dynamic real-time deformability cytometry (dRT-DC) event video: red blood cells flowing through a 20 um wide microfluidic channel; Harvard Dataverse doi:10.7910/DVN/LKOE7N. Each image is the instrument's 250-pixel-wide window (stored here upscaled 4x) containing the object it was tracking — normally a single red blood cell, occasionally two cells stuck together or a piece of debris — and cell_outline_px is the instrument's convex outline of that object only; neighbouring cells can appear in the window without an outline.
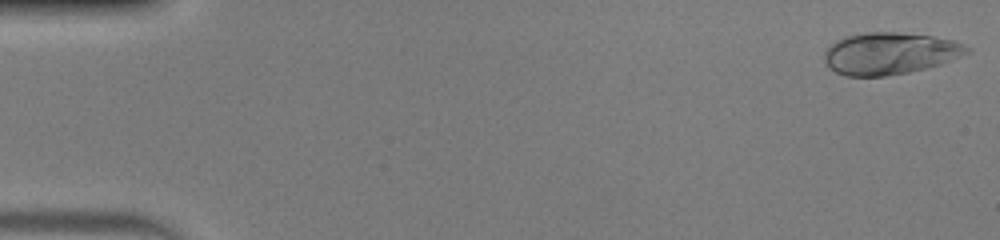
{"species": "human", "species_latin": "Homo sapiens", "temperature_condition": "warm", "stored_images_in_passage": 50, "camera_frame_rate_fps": 3000, "um_per_image_px": 0.085, "donor": {"sex": "male"}, "frame": {"image": 1, "passage_image": 1, "time_ms": 0.0, "image_size_px": [1000, 240], "cell_outline_px": [[972, 52], [940, 64], [908, 72], [884, 76], [844, 76], [828, 68], [824, 64], [824, 52], [836, 40], [848, 36], [864, 32], [896, 32], [932, 36], [952, 40], [964, 44], [972, 48]], "centroid_in_image_um": [75.63, 4.54], "position_along_channel_um": 9.4, "area_um2": 34.91}}
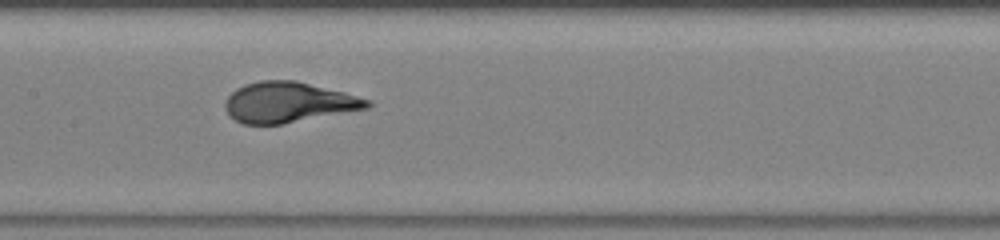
{"frame": {"image": 2, "passage_image": 25, "time_ms": 8.0, "image_size_px": [1000, 240], "cell_outline_px": [[372, 104], [368, 108], [284, 124], [244, 124], [236, 120], [224, 108], [224, 104], [228, 96], [236, 88], [244, 84], [260, 80], [296, 80], [344, 92], [372, 100]], "centroid_in_image_um": [24.53, 8.69], "position_along_channel_um": 182.9, "area_um2": 33.52}}
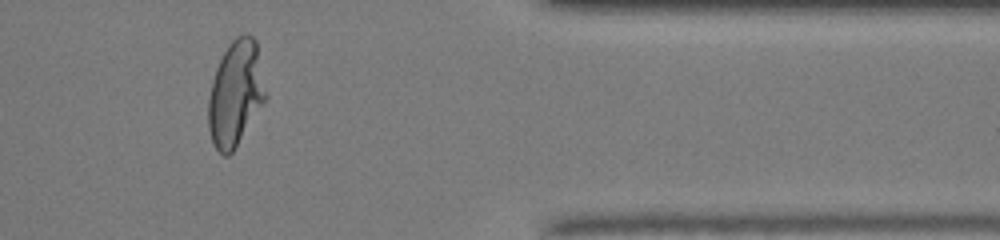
{"frame": {"image": 3, "passage_image": 42, "time_ms": 13.667, "image_size_px": [1000, 240], "cell_outline_px": [[268, 96], [232, 152], [228, 156], [224, 156], [212, 144], [208, 128], [208, 100], [212, 80], [216, 68], [228, 44], [236, 36], [244, 32], [252, 36], [256, 40]], "centroid_in_image_um": [20.03, 7.92], "position_along_channel_um": 391.4, "area_um2": 35.32}, "authors_computed_cell_mechanics": {"area_um2": 33.6107, "velocity_mm_per_s": 4.0719, "shape_relaxation_time_tau1_ms": 4.3668, "shape_relaxation_time_tau2_ms": null, "deformation_change_tau1": 0.2562, "deformation_change_tau2": null}}